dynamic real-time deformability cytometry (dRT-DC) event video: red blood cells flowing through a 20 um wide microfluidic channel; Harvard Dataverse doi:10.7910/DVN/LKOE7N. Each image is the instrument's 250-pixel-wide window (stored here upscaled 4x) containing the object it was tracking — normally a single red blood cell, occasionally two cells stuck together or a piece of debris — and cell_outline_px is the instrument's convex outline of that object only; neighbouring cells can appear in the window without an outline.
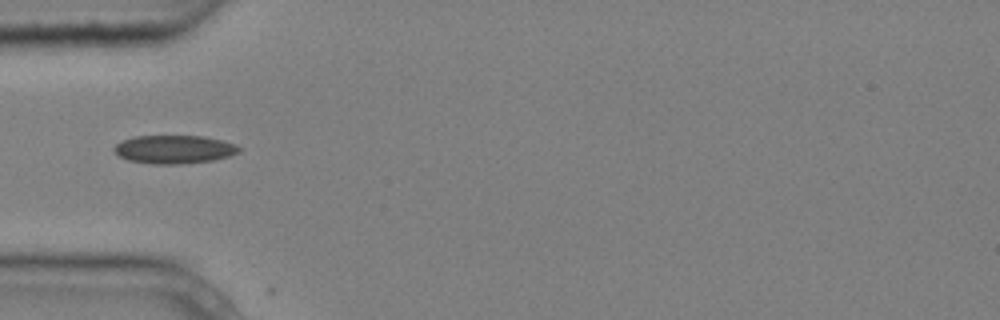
{"species": "common noctule bat (a hibernating species)", "species_latin": "Nyctalus noctula", "temperature_condition": "cold", "stored_images_in_passage": 6, "camera_frame_rate_fps": 3000, "um_per_image_px": 0.085, "animal": {"sex": "male", "body_mass_g": 20.4}, "frame": {"image": 1, "passage_image": 5, "time_ms": 1.333, "image_size_px": [1000, 320], "cell_outline_px": [[240, 152], [232, 156], [212, 160], [180, 164], [152, 164], [128, 160], [120, 156], [112, 148], [120, 140], [136, 136], [204, 136], [236, 144], [240, 148]], "centroid_in_image_um": [14.81, 12.69], "position_along_channel_um": 70.2, "area_um2": 20.69}}